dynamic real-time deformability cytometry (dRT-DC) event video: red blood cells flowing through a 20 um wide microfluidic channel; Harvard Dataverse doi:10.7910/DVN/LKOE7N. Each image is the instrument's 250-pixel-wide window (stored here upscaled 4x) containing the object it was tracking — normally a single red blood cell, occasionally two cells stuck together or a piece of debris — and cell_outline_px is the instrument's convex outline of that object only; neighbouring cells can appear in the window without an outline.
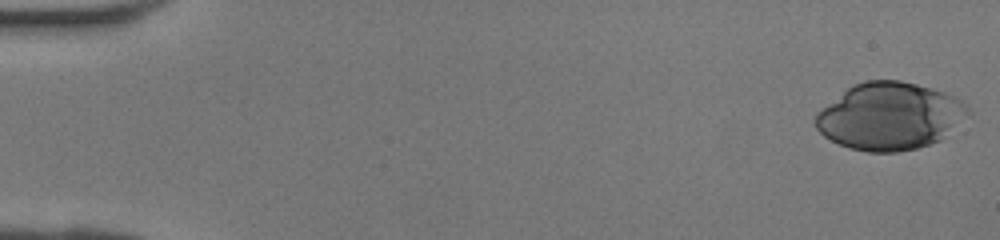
{"species": "human", "species_latin": "Homo sapiens", "temperature_condition": "room temperature", "stored_images_in_passage": 16, "camera_frame_rate_fps": 3000, "um_per_image_px": 0.085, "donor": {"sex": "female"}, "frame": {"image": 1, "passage_image": 1, "time_ms": 0.0, "image_size_px": [1000, 240], "cell_outline_px": [[972, 112], [940, 140], [916, 148], [896, 152], [868, 152], [848, 148], [824, 136], [816, 128], [816, 112], [852, 84], [864, 80], [900, 80], [932, 88], [956, 96]], "centroid_in_image_um": [75.62, 9.87], "position_along_channel_um": 9.4, "area_um2": 59.65}}
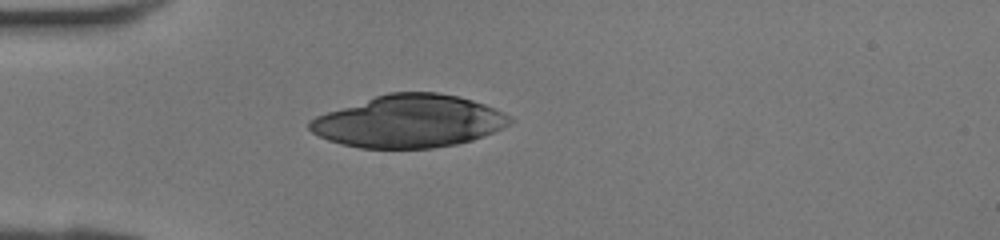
{"frame": {"image": 2, "passage_image": 12, "time_ms": 3.667, "image_size_px": [1000, 240], "cell_outline_px": [[512, 120], [508, 124], [484, 136], [472, 140], [456, 144], [432, 148], [360, 148], [340, 144], [328, 140], [312, 132], [308, 128], [308, 120], [316, 116], [388, 92], [436, 92], [456, 96], [472, 100], [484, 104], [512, 116]], "centroid_in_image_um": [34.75, 10.32], "position_along_channel_um": 50.3, "area_um2": 60.81}}